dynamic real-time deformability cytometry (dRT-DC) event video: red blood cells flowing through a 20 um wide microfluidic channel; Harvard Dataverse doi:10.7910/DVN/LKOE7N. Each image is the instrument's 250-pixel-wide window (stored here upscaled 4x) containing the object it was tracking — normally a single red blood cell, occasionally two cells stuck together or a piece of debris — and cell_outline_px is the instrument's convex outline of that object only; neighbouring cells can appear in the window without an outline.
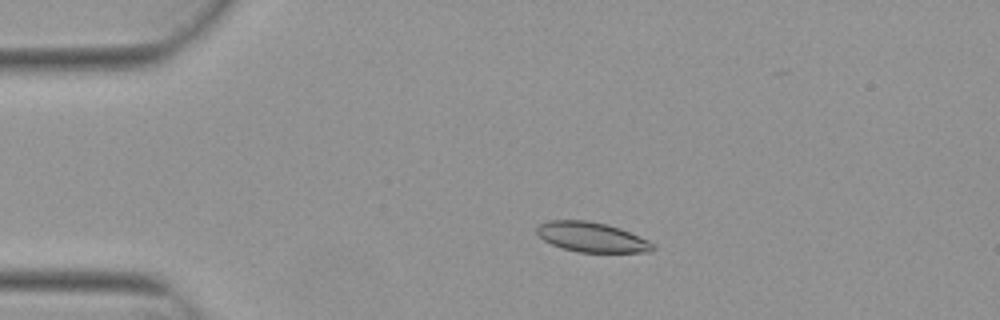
{"species": "Egyptian fruit bat (a non-hibernating species)", "species_latin": "Rousettus aegyptiacus", "temperature_condition": "warm", "stored_images_in_passage": 5, "camera_frame_rate_fps": 3000, "um_per_image_px": 0.085, "animal": {"sex": "female"}, "frame": {"image": 1, "passage_image": 3, "time_ms": 0.667, "image_size_px": [1000, 320], "cell_outline_px": [[656, 248], [652, 252], [576, 252], [552, 244], [544, 240], [536, 232], [536, 228], [540, 224], [548, 220], [588, 220], [608, 224], [620, 228], [648, 240]], "centroid_in_image_um": [50.3, 20.15], "position_along_channel_um": 34.7, "area_um2": 20.17}}